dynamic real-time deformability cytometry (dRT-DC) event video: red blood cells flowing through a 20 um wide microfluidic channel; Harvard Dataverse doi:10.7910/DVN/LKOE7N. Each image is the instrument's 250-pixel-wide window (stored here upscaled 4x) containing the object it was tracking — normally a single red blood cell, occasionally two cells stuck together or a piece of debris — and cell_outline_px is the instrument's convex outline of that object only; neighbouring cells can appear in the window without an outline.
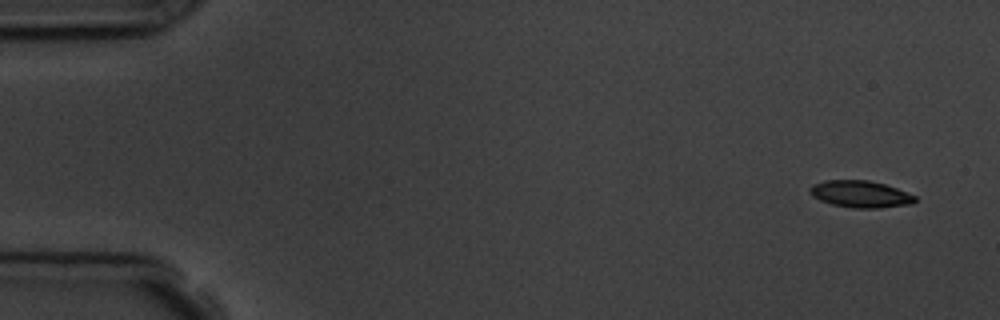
{"species": "common noctule bat (a hibernating species)", "species_latin": "Nyctalus noctula", "temperature_condition": "room temperature", "stored_images_in_passage": 6, "camera_frame_rate_fps": 3000, "um_per_image_px": 0.085, "animal": {"sex": "male", "body_mass_g": 19.5, "forearm_length_mm": 54.6}, "frame": {"image": 1, "passage_image": 1, "time_ms": 0.0, "image_size_px": [1000, 320], "cell_outline_px": [[916, 200], [912, 204], [880, 208], [852, 208], [832, 204], [820, 200], [812, 196], [808, 192], [808, 188], [812, 184], [824, 180], [868, 180], [884, 184], [896, 188], [916, 196]], "centroid_in_image_um": [73.1, 16.5], "position_along_channel_um": 11.9, "area_um2": 16.59}}
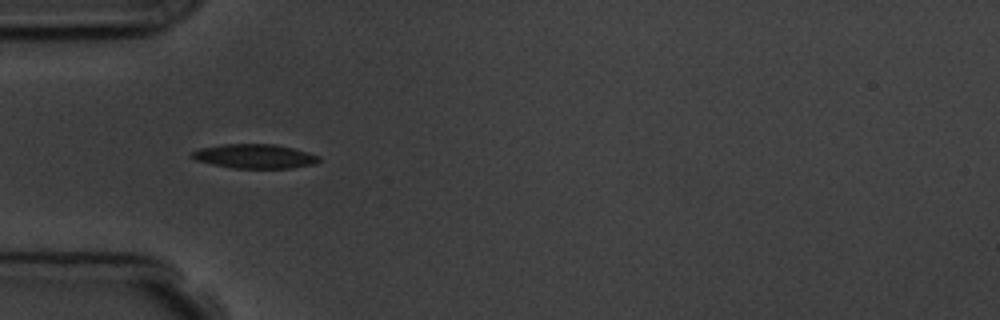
{"frame": {"image": 2, "passage_image": 5, "time_ms": 4.667, "image_size_px": [1000, 320], "cell_outline_px": [[320, 160], [316, 164], [292, 168], [232, 168], [212, 164], [196, 160], [188, 156], [192, 152], [200, 148], [224, 144], [276, 144], [308, 152], [320, 156]], "centroid_in_image_um": [21.66, 13.28], "position_along_channel_um": 63.3, "area_um2": 18.03}}